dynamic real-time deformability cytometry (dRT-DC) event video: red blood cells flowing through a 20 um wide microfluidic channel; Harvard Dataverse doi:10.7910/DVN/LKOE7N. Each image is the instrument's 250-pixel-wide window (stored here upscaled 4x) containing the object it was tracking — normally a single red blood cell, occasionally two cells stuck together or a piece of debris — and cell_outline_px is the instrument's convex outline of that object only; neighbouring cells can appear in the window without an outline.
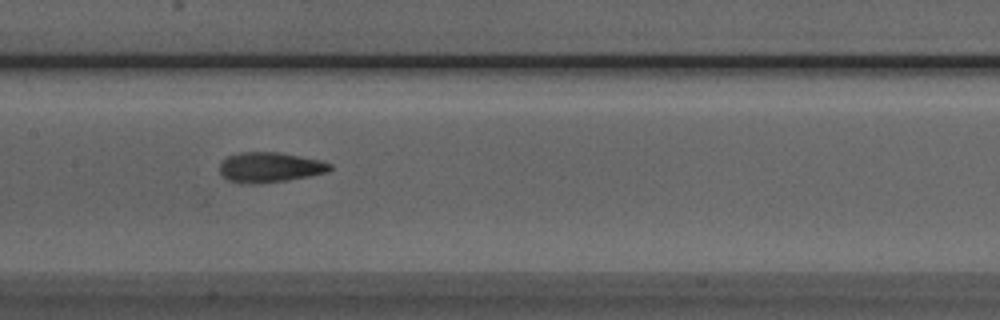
{"species": "Egyptian fruit bat (a non-hibernating species)", "species_latin": "Rousettus aegyptiacus", "temperature_condition": "room temperature", "stored_images_in_passage": 33, "camera_frame_rate_fps": 3000, "um_per_image_px": 0.085, "animal": {"sex": "male"}, "frame": {"image": 1, "passage_image": 9, "time_ms": 2.667, "image_size_px": [1000, 320], "cell_outline_px": [[332, 168], [328, 172], [288, 180], [252, 184], [228, 180], [220, 172], [220, 164], [228, 156], [240, 152], [280, 152], [320, 160], [332, 164]], "centroid_in_image_um": [22.96, 14.21], "position_along_channel_um": 184.4, "area_um2": 19.19}}
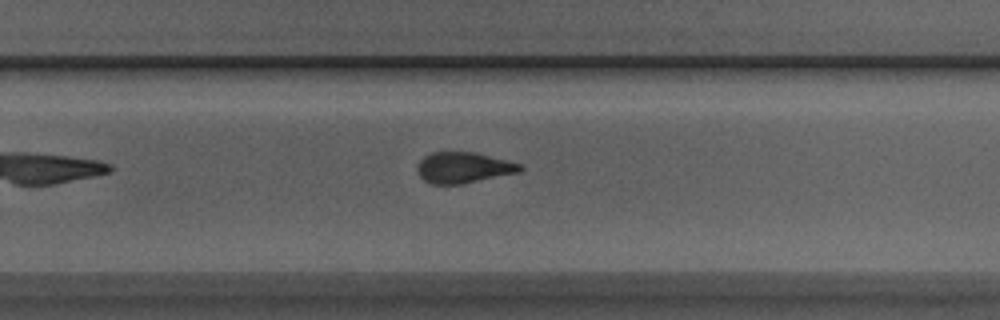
{"frame": {"image": 2, "passage_image": 17, "time_ms": 5.333, "image_size_px": [1000, 320], "cell_outline_px": [[524, 168], [520, 172], [460, 184], [432, 184], [424, 180], [420, 176], [416, 168], [420, 160], [424, 156], [432, 152], [472, 152], [520, 164]], "centroid_in_image_um": [39.35, 14.25], "position_along_channel_um": 290.4, "area_um2": 18.21}}
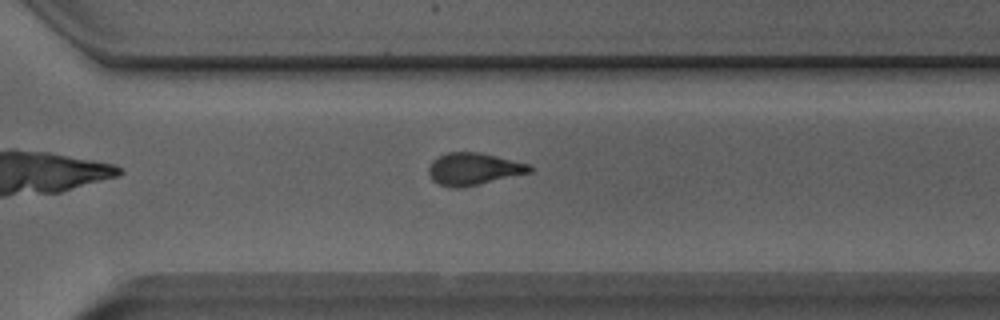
{"frame": {"image": 3, "passage_image": 20, "time_ms": 6.333, "image_size_px": [1000, 320], "cell_outline_px": [[532, 172], [460, 188], [448, 188], [432, 180], [428, 172], [428, 168], [432, 160], [448, 152], [480, 152], [532, 164]], "centroid_in_image_um": [40.26, 14.36], "position_along_channel_um": 330.3, "area_um2": 19.02}}